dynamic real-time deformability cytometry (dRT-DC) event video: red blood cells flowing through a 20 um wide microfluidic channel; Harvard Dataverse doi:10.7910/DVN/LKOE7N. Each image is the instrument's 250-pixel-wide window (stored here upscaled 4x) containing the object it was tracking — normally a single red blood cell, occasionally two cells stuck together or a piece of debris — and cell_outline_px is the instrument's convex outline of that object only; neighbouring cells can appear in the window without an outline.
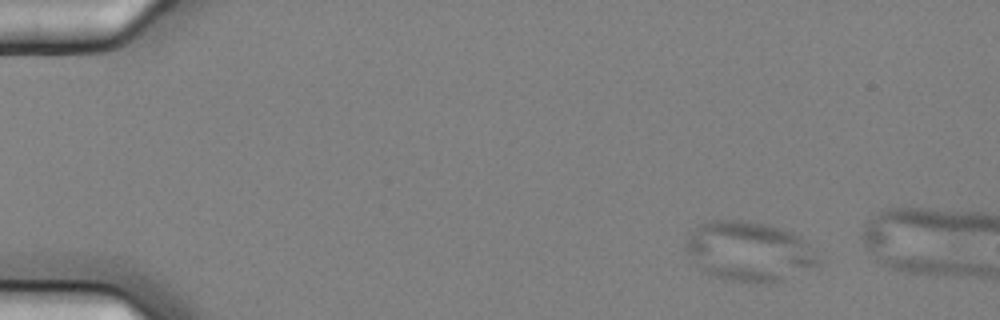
{"species": "common noctule bat (a hibernating species)", "species_latin": "Nyctalus noctula", "temperature_condition": "cold", "stored_images_in_passage": 3, "camera_frame_rate_fps": 3000, "um_per_image_px": 0.085, "animal": {"sex": "female", "body_mass_g": 25.1}, "frame": {"image": 1, "passage_image": 1, "time_ms": 0.0, "image_size_px": [1000, 320], "cell_outline_px": [[824, 260], [820, 264], [812, 268], [776, 284], [752, 284], [732, 280], [716, 276], [704, 272], [688, 252], [684, 244], [688, 232], [696, 224], [708, 220], [740, 220], [768, 224], [792, 232], [800, 236]], "centroid_in_image_um": [63.71, 21.37], "position_along_channel_um": 21.3, "area_um2": 46.93}}